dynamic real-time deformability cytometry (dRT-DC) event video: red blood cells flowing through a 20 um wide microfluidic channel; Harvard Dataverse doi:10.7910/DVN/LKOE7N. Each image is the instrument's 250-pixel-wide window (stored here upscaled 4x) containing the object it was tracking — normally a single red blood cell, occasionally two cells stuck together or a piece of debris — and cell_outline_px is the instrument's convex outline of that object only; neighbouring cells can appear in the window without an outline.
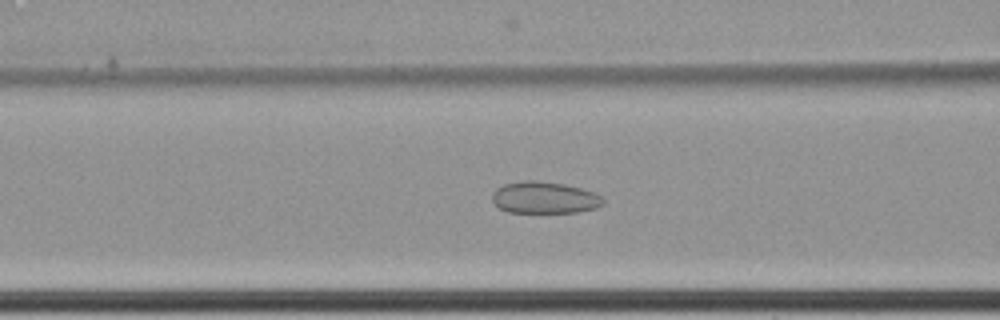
{"species": "common noctule bat (a hibernating species)", "species_latin": "Nyctalus noctula", "temperature_condition": "cold", "stored_images_in_passage": 62, "camera_frame_rate_fps": 3000, "um_per_image_px": 0.085, "animal": {"sex": "female", "body_mass_g": 22.7, "forearm_length_mm": 54.2}, "frame": {"image": 1, "passage_image": 27, "time_ms": 8.667, "image_size_px": [1000, 320], "cell_outline_px": [[604, 204], [596, 208], [576, 212], [508, 212], [500, 208], [492, 200], [492, 196], [496, 188], [504, 184], [524, 180], [532, 180], [564, 184], [580, 188], [592, 192], [600, 196], [604, 200]], "centroid_in_image_um": [46.27, 16.8], "position_along_channel_um": 120.3, "area_um2": 20.35}}
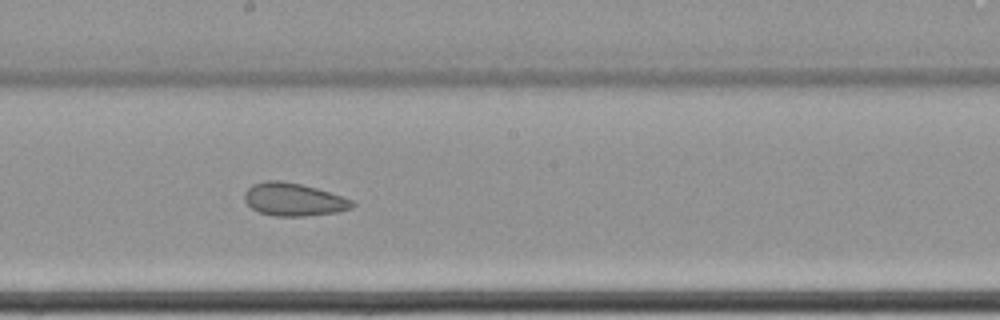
{"frame": {"image": 2, "passage_image": 36, "time_ms": 11.667, "image_size_px": [1000, 320], "cell_outline_px": [[356, 204], [352, 208], [336, 212], [304, 216], [276, 216], [260, 212], [252, 208], [244, 200], [244, 192], [252, 184], [264, 180], [280, 180], [300, 184], [316, 188], [352, 200]], "centroid_in_image_um": [24.93, 16.95], "position_along_channel_um": 223.3, "area_um2": 20.52}}
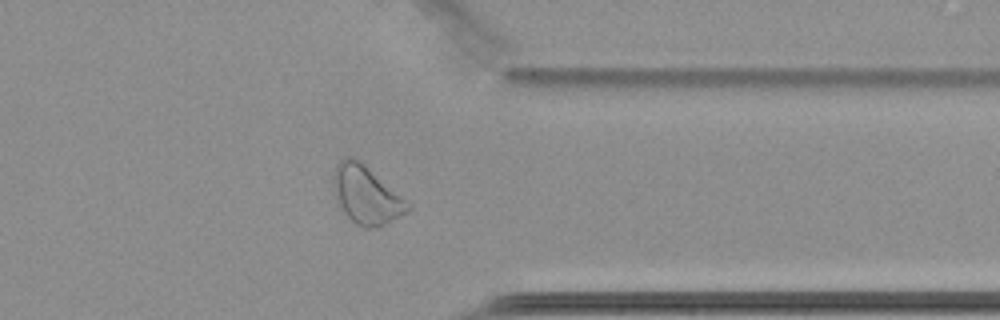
{"frame": {"image": 3, "passage_image": 50, "time_ms": 16.333, "image_size_px": [1000, 320], "cell_outline_px": [[412, 208], [408, 212], [376, 228], [364, 228], [356, 224], [340, 208], [332, 180], [332, 172], [336, 164], [340, 160], [348, 156], [352, 156], [360, 160], [408, 200], [412, 204]], "centroid_in_image_um": [31.15, 16.55], "position_along_channel_um": 380.2, "area_um2": 25.37}, "authors_computed_cell_mechanics": {"area_um2": 25.721, "velocity_mm_per_s": 3.4324, "shape_relaxation_time_tau1_ms": null, "shape_relaxation_time_tau2_ms": 6.2806, "deformation_change_tau1": null, "deformation_change_tau2": 0.1061}}